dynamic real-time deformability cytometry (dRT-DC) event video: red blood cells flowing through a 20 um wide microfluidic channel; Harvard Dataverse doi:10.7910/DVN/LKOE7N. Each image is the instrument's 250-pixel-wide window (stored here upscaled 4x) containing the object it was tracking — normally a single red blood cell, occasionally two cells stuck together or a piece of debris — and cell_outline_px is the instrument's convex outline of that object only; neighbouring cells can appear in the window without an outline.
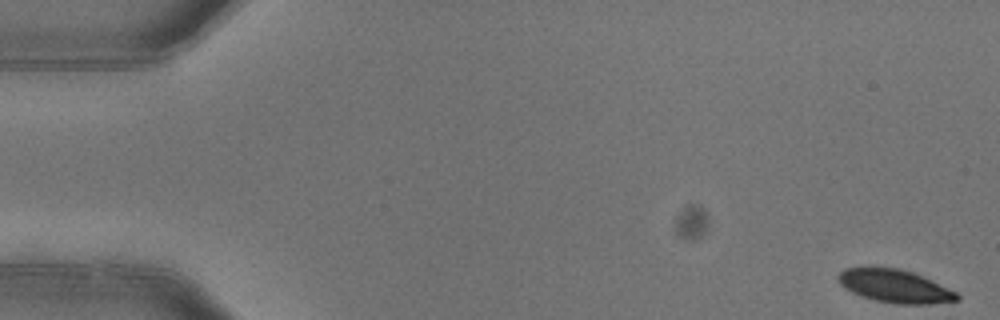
{"species": "common noctule bat (a hibernating species)", "species_latin": "Nyctalus noctula", "temperature_condition": "warm", "stored_images_in_passage": 6, "camera_frame_rate_fps": 3000, "um_per_image_px": 0.085, "animal": {"sex": "female"}, "frame": {"image": 1, "passage_image": 1, "time_ms": 0.0, "image_size_px": [1000, 320], "cell_outline_px": [[960, 300], [928, 304], [896, 304], [876, 300], [860, 296], [844, 288], [836, 280], [836, 276], [844, 268], [900, 268], [912, 272], [948, 288], [956, 292], [960, 296]], "centroid_in_image_um": [76.03, 24.33], "position_along_channel_um": 9.0, "area_um2": 22.72}}
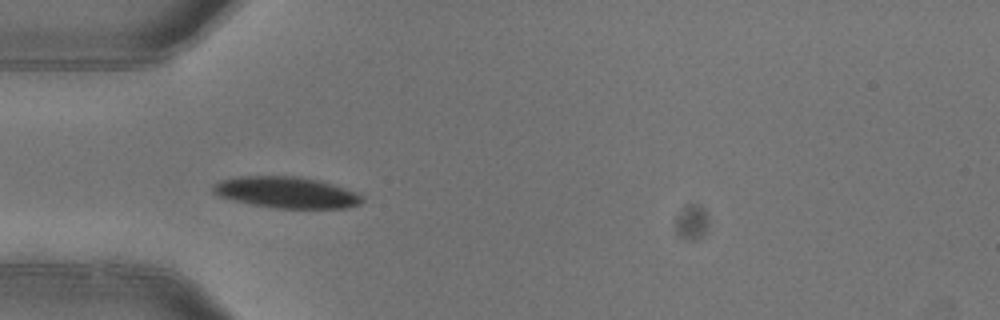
{"frame": {"image": 2, "passage_image": 5, "time_ms": 1.333, "image_size_px": [1000, 320], "cell_outline_px": [[364, 200], [360, 204], [348, 208], [276, 208], [252, 204], [232, 200], [216, 196], [212, 192], [212, 184], [220, 180], [240, 176], [296, 176], [320, 180], [356, 192]], "centroid_in_image_um": [24.3, 16.35], "position_along_channel_um": 60.7, "area_um2": 27.28}}